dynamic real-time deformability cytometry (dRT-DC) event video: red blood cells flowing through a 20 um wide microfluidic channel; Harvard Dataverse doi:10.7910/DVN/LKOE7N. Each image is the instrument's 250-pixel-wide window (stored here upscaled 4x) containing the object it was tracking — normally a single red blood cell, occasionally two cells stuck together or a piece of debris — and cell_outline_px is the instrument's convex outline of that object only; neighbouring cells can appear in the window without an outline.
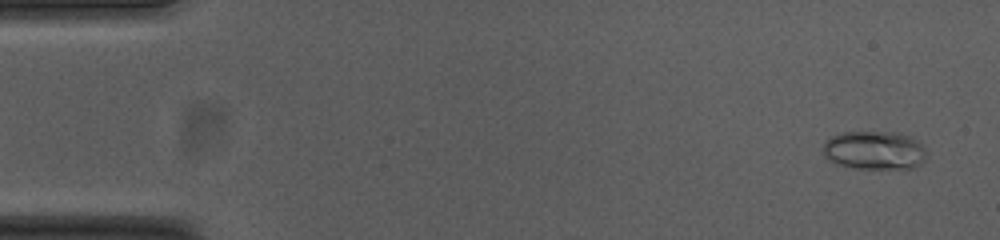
{"species": "common noctule bat (a hibernating species)", "species_latin": "Nyctalus noctula", "temperature_condition": "cold", "stored_images_in_passage": 54, "camera_frame_rate_fps": 3000, "um_per_image_px": 0.085, "animal": {"sex": "female", "body_mass_g": 23.0, "forearm_length_mm": 53.4}, "frame": {"image": 1, "passage_image": 3, "time_ms": 0.667, "image_size_px": [1000, 240], "cell_outline_px": [[924, 160], [916, 168], [856, 168], [836, 164], [828, 160], [824, 156], [824, 144], [832, 136], [844, 132], [896, 132], [908, 136], [924, 144]], "centroid_in_image_um": [74.33, 12.78], "position_along_channel_um": 10.7, "area_um2": 23.12}}
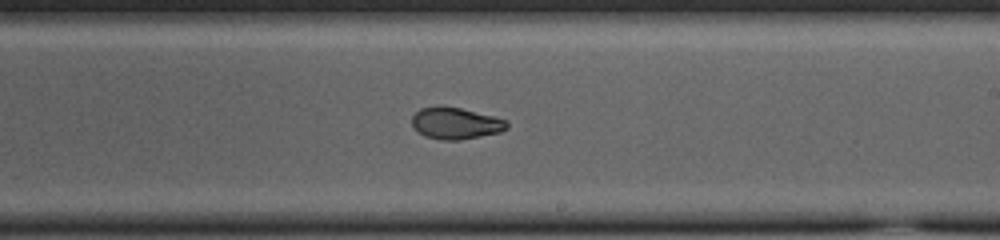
{"frame": {"image": 2, "passage_image": 32, "time_ms": 10.333, "image_size_px": [1000, 240], "cell_outline_px": [[508, 128], [500, 132], [460, 140], [440, 140], [424, 136], [412, 124], [412, 116], [420, 108], [440, 104], [460, 108], [508, 120]], "centroid_in_image_um": [38.72, 10.46], "position_along_channel_um": 250.3, "area_um2": 17.63}}
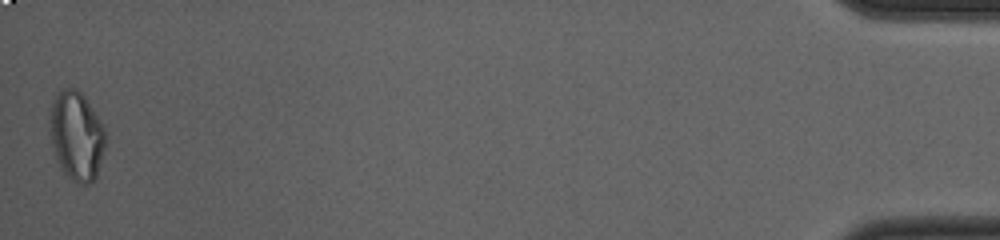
{"frame": {"image": 3, "passage_image": 54, "time_ms": 17.667, "image_size_px": [1000, 240], "cell_outline_px": [[104, 148], [96, 176], [88, 184], [76, 184], [60, 168], [52, 144], [48, 116], [48, 112], [56, 96], [64, 88], [76, 88], [84, 96], [100, 120], [104, 128]], "centroid_in_image_um": [6.48, 11.54], "position_along_channel_um": 428.7, "area_um2": 28.5}, "authors_computed_cell_mechanics": {"area_um2": 18.9295, "velocity_mm_per_s": 3.7454, "shape_relaxation_time_tau1_ms": null, "shape_relaxation_time_tau2_ms": 1.5701, "deformation_change_tau1": null, "deformation_change_tau2": 0.0625}}